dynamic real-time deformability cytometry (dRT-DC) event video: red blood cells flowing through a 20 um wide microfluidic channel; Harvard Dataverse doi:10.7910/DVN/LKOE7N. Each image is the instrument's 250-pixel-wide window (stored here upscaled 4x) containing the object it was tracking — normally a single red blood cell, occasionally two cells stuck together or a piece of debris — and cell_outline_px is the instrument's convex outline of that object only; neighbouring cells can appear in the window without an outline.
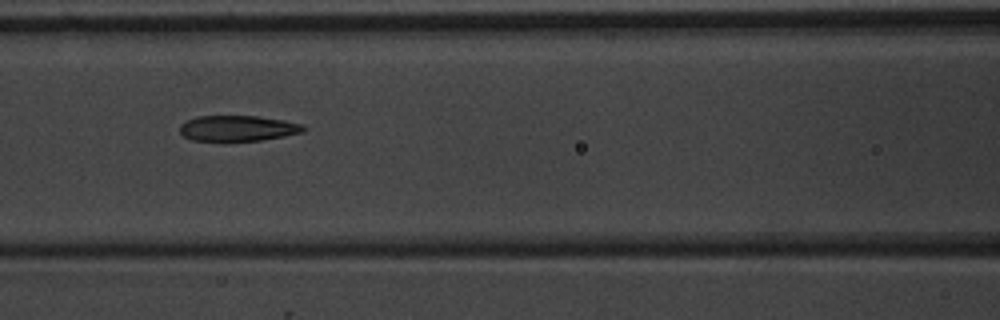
{"species": "common noctule bat (a hibernating species)", "species_latin": "Nyctalus noctula", "temperature_condition": "warm", "stored_images_in_passage": 8, "camera_frame_rate_fps": 3000, "um_per_image_px": 0.085, "animal": {"sex": "male", "body_mass_g": 20.1, "forearm_length_mm": 53.5}, "frame": {"image": 1, "passage_image": 6, "time_ms": 6.0, "image_size_px": [1000, 320], "cell_outline_px": [[308, 128], [304, 132], [284, 136], [260, 140], [192, 140], [184, 136], [180, 132], [180, 124], [196, 116], [256, 116], [284, 120], [300, 124]], "centroid_in_image_um": [20.23, 10.89], "position_along_channel_um": 146.4, "area_um2": 18.26}}
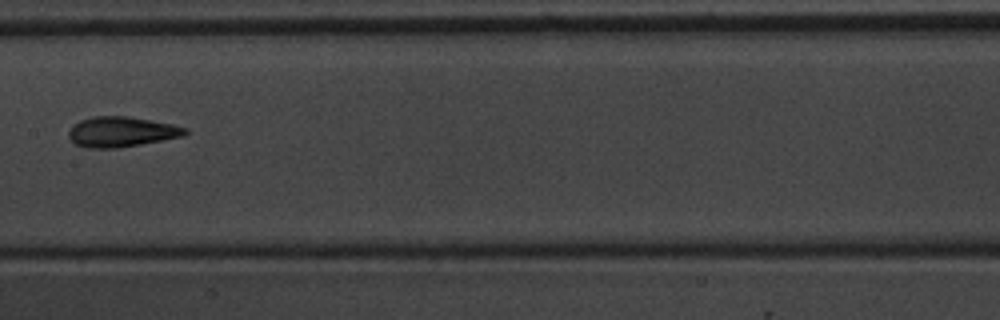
{"frame": {"image": 2, "passage_image": 7, "time_ms": 7.333, "image_size_px": [1000, 320], "cell_outline_px": [[188, 132], [184, 136], [140, 144], [116, 148], [84, 148], [76, 144], [68, 136], [68, 132], [80, 120], [92, 116], [128, 116], [172, 124], [188, 128]], "centroid_in_image_um": [10.33, 11.2], "position_along_channel_um": 197.1, "area_um2": 20.4}}
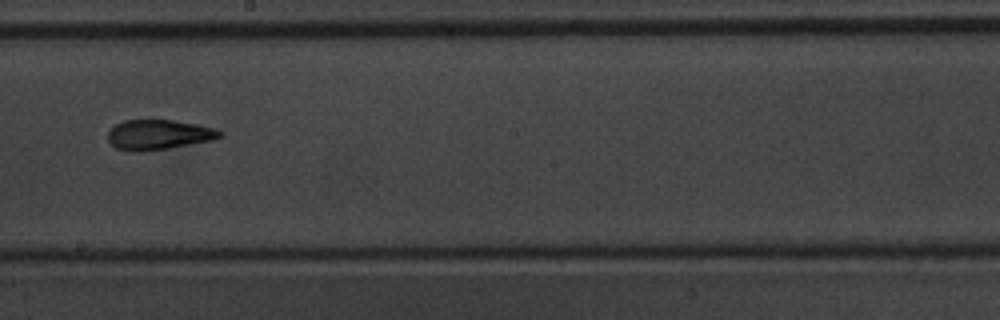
{"frame": {"image": 3, "passage_image": 8, "time_ms": 8.333, "image_size_px": [1000, 320], "cell_outline_px": [[224, 136], [212, 140], [168, 148], [140, 152], [136, 152], [116, 148], [108, 140], [108, 132], [116, 124], [124, 120], [172, 120], [196, 124], [216, 128], [224, 132]], "centroid_in_image_um": [13.51, 11.44], "position_along_channel_um": 234.7, "area_um2": 19.54}}